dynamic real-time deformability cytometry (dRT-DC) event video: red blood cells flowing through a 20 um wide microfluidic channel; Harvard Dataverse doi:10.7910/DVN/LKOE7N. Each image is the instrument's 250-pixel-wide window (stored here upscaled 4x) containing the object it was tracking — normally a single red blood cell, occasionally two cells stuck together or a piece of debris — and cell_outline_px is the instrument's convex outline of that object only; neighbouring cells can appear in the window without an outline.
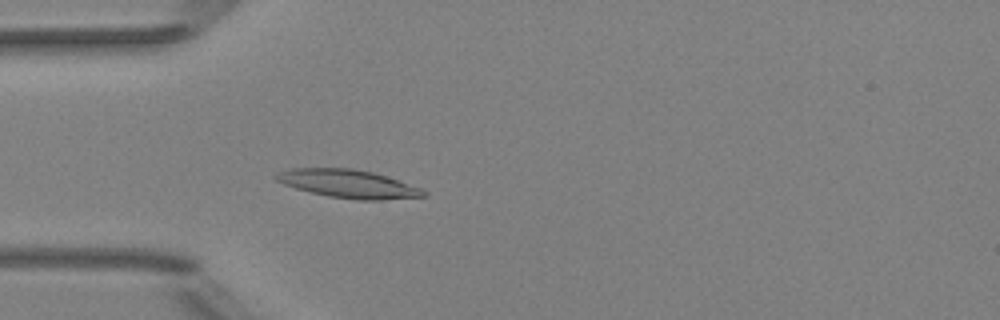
{"species": "Egyptian fruit bat (a non-hibernating species)", "species_latin": "Rousettus aegyptiacus", "temperature_condition": "room temperature", "stored_images_in_passage": 44, "camera_frame_rate_fps": 3000, "um_per_image_px": 0.085, "animal": {"sex": "female"}, "frame": {"image": 1, "passage_image": 8, "time_ms": 2.333, "image_size_px": [1000, 320], "cell_outline_px": [[428, 196], [384, 200], [356, 200], [328, 196], [296, 188], [284, 184], [276, 180], [272, 176], [280, 172], [292, 168], [352, 168], [372, 172], [420, 188], [428, 192]], "centroid_in_image_um": [29.61, 15.63], "position_along_channel_um": 55.4, "area_um2": 24.04}}
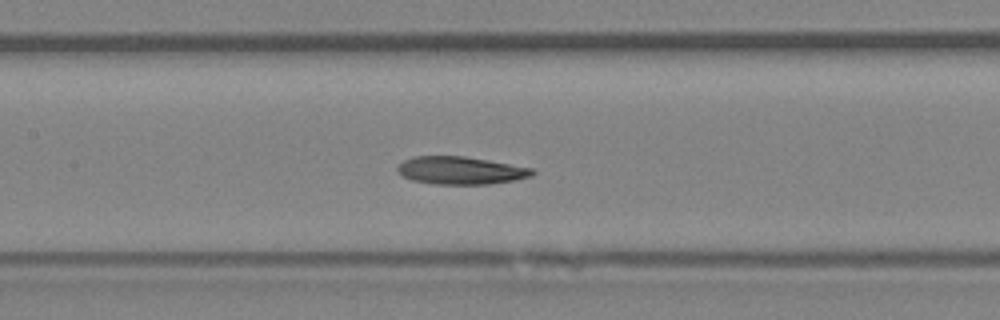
{"frame": {"image": 2, "passage_image": 17, "time_ms": 5.333, "image_size_px": [1000, 320], "cell_outline_px": [[536, 172], [532, 176], [512, 180], [488, 184], [436, 184], [412, 180], [404, 176], [396, 168], [404, 160], [412, 156], [464, 156], [488, 160], [532, 168]], "centroid_in_image_um": [39.15, 14.48], "position_along_channel_um": 168.2, "area_um2": 21.56}}
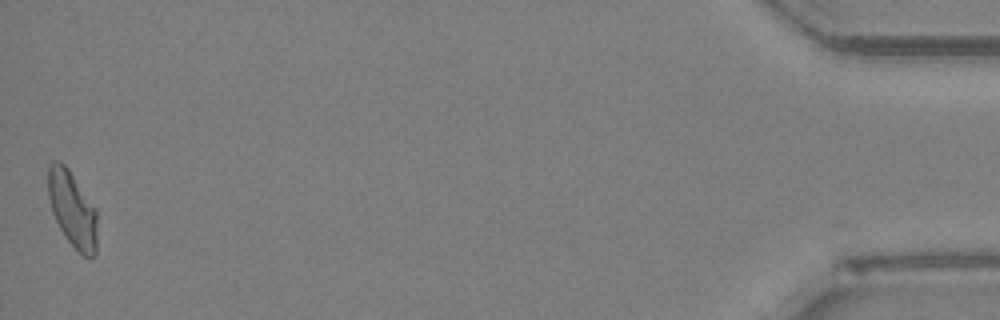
{"frame": {"image": 3, "passage_image": 44, "time_ms": 14.333, "image_size_px": [1000, 320], "cell_outline_px": [[96, 252], [92, 256], [84, 256], [68, 240], [60, 228], [52, 212], [48, 196], [48, 164], [52, 160], [60, 160], [68, 168], [96, 208]], "centroid_in_image_um": [6.13, 17.72], "position_along_channel_um": 429.1, "area_um2": 21.5}, "authors_computed_cell_mechanics": {"area_um2": 21.7039, "velocity_mm_per_s": 3.9812, "shape_relaxation_time_tau1_ms": 5.2249, "shape_relaxation_time_tau2_ms": 4.605, "deformation_change_tau1": 0.1596, "deformation_change_tau2": 0.1188}}